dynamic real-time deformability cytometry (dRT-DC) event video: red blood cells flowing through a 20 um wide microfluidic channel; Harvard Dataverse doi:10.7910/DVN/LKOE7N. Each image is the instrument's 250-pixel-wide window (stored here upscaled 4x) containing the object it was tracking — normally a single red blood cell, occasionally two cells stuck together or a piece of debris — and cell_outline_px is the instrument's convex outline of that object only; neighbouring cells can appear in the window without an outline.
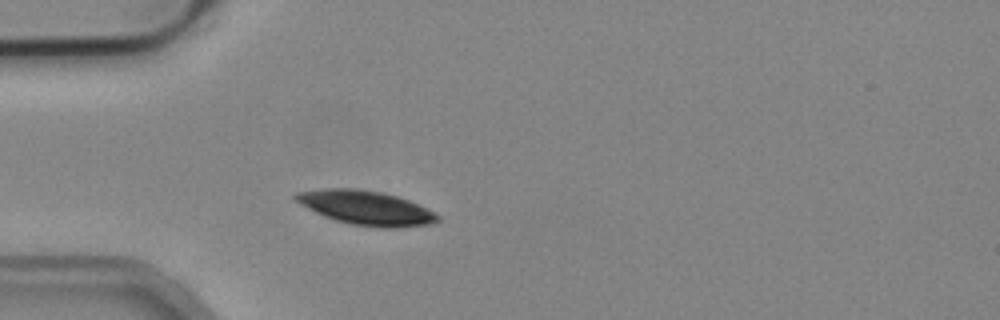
{"species": "common noctule bat (a hibernating species)", "species_latin": "Nyctalus noctula", "temperature_condition": "cold", "stored_images_in_passage": 34, "camera_frame_rate_fps": 3000, "um_per_image_px": 0.085, "animal": {"sex": "male", "body_mass_g": 19.2, "forearm_length_mm": 51.8}, "frame": {"image": 1, "passage_image": 6, "time_ms": 1.667, "image_size_px": [1000, 320], "cell_outline_px": [[440, 220], [432, 224], [396, 228], [380, 228], [352, 224], [336, 220], [324, 216], [300, 204], [292, 196], [296, 192], [324, 188], [360, 188], [380, 192], [396, 196], [408, 200], [440, 216]], "centroid_in_image_um": [31.09, 17.66], "position_along_channel_um": 53.9, "area_um2": 28.15}}
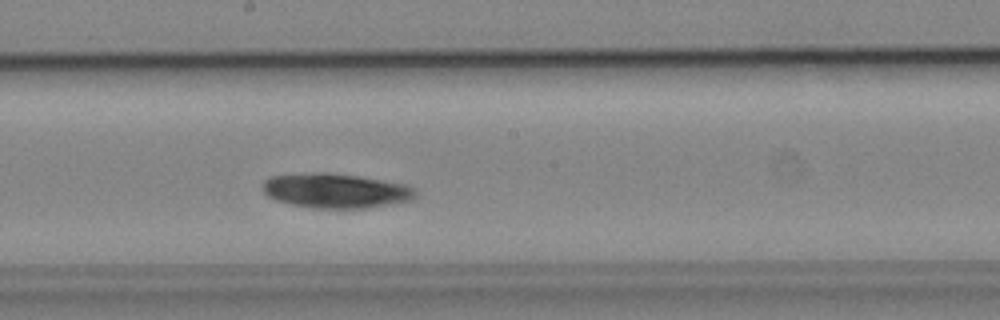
{"frame": {"image": 2, "passage_image": 20, "time_ms": 6.333, "image_size_px": [1000, 320], "cell_outline_px": [[416, 196], [412, 200], [368, 208], [312, 208], [288, 204], [276, 200], [268, 196], [264, 192], [264, 180], [272, 176], [316, 172], [324, 172], [356, 176], [404, 184], [416, 188]], "centroid_in_image_um": [28.54, 16.22], "position_along_channel_um": 219.7, "area_um2": 30.69}}